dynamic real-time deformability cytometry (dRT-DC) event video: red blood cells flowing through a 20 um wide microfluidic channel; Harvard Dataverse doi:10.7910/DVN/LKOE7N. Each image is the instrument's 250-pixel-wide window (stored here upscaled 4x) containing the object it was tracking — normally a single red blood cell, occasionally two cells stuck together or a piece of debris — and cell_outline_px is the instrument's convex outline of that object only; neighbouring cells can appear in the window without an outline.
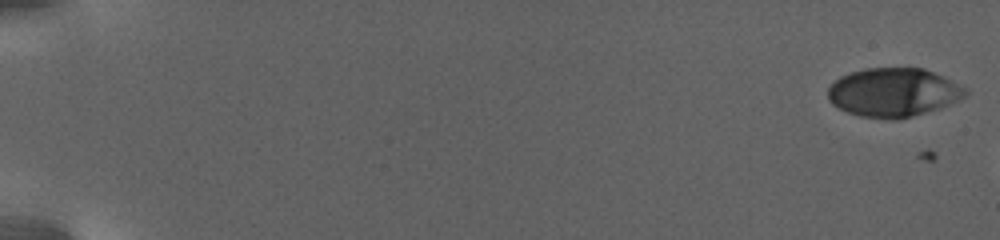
{"species": "human", "species_latin": "Homo sapiens", "temperature_condition": "warm", "stored_images_in_passage": 11, "camera_frame_rate_fps": 3000, "um_per_image_px": 0.085, "donor": {"sex": "female"}, "frame": {"image": 1, "passage_image": 1, "time_ms": 0.0, "image_size_px": [1000, 240], "cell_outline_px": [[968, 96], [940, 108], [912, 116], [896, 120], [860, 116], [848, 112], [832, 104], [828, 100], [828, 88], [840, 76], [864, 68], [924, 68], [968, 88]], "centroid_in_image_um": [75.96, 7.85], "position_along_channel_um": 9.0, "area_um2": 39.07}}